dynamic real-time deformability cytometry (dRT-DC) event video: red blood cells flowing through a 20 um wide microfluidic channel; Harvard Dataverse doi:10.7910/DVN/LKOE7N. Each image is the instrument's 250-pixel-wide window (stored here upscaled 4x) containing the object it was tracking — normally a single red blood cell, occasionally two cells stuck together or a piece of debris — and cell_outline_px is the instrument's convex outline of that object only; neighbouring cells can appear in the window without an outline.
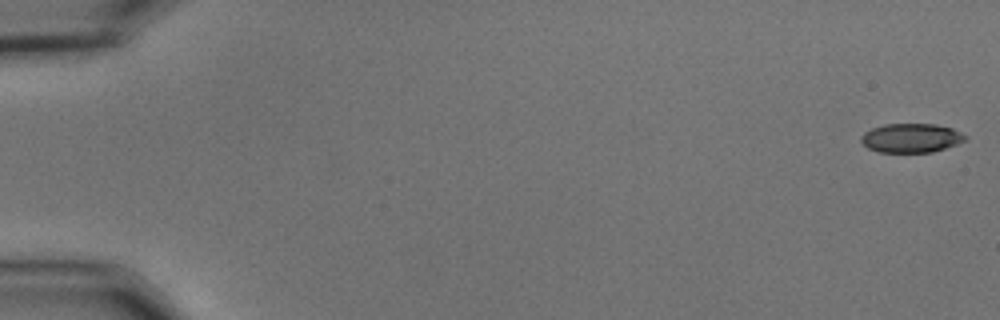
{"species": "common noctule bat (a hibernating species)", "species_latin": "Nyctalus noctula", "temperature_condition": "cold", "stored_images_in_passage": 51, "camera_frame_rate_fps": 3000, "um_per_image_px": 0.085, "animal": {"sex": "male", "body_mass_g": 15.6}, "frame": {"image": 1, "passage_image": 1, "time_ms": 0.0, "image_size_px": [1000, 320], "cell_outline_px": [[968, 136], [964, 140], [956, 144], [932, 152], [880, 152], [868, 148], [860, 140], [860, 136], [864, 132], [872, 128], [884, 124], [936, 124], [952, 128]], "centroid_in_image_um": [77.43, 11.72], "position_along_channel_um": 7.6, "area_um2": 17.57}}
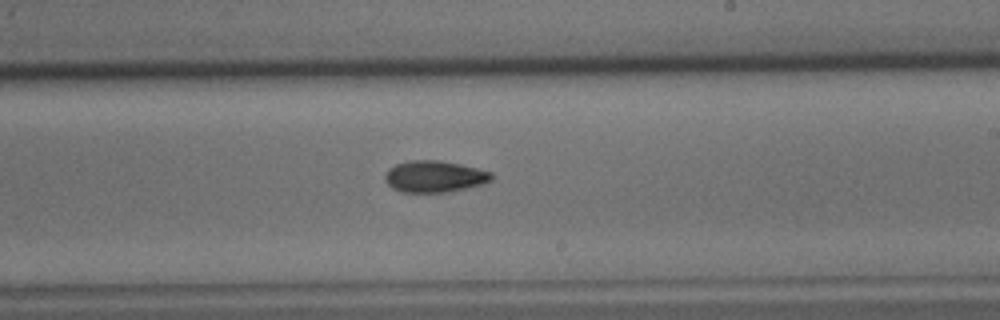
{"frame": {"image": 2, "passage_image": 34, "time_ms": 11.0, "image_size_px": [1000, 320], "cell_outline_px": [[492, 180], [484, 184], [444, 192], [404, 192], [392, 188], [384, 180], [384, 176], [388, 168], [396, 164], [408, 160], [440, 160], [460, 164], [492, 172]], "centroid_in_image_um": [36.9, 14.99], "position_along_channel_um": 252.1, "area_um2": 19.59}}
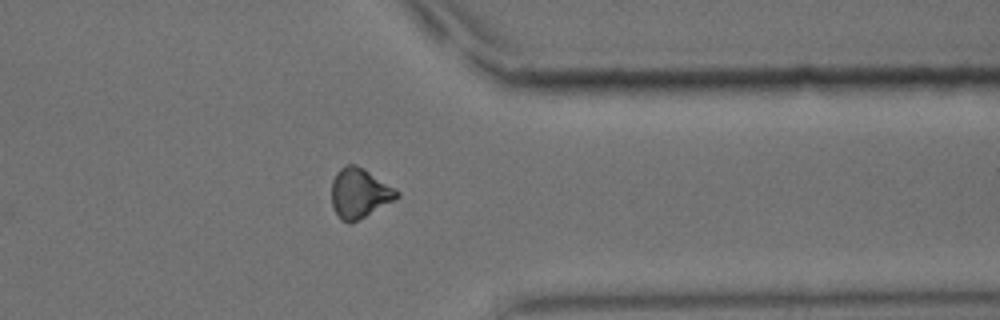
{"frame": {"image": 3, "passage_image": 45, "time_ms": 14.667, "image_size_px": [1000, 320], "cell_outline_px": [[400, 196], [364, 216], [348, 224], [340, 220], [332, 208], [332, 180], [336, 172], [344, 164], [356, 164], [364, 168], [396, 188], [400, 192]], "centroid_in_image_um": [30.53, 16.39], "position_along_channel_um": 380.9, "area_um2": 18.96}, "authors_computed_cell_mechanics": {"area_um2": 18.9584, "velocity_mm_per_s": 3.6437, "shape_relaxation_time_tau1_ms": 6.2107, "shape_relaxation_time_tau2_ms": null, "deformation_change_tau1": 0.1237, "deformation_change_tau2": null}}